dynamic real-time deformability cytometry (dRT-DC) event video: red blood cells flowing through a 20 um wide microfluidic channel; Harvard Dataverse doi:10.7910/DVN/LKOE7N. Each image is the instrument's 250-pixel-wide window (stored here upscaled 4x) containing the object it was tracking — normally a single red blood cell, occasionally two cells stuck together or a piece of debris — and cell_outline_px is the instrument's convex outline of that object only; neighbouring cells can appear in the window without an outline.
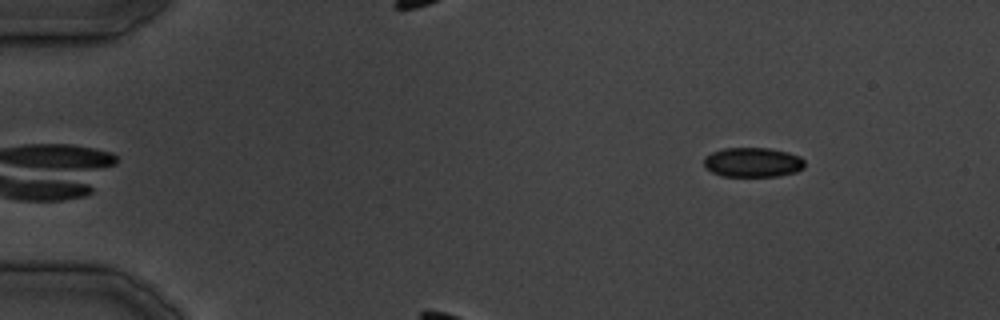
{"species": "common noctule bat (a hibernating species)", "species_latin": "Nyctalus noctula", "temperature_condition": "cold", "stored_images_in_passage": 26, "camera_frame_rate_fps": 3000, "um_per_image_px": 0.085, "animal": {"sex": "male", "body_mass_g": 19.5, "forearm_length_mm": 54.6}, "frame": {"image": 1, "passage_image": 1, "time_ms": 0.0, "image_size_px": [1000, 320], "cell_outline_px": [[804, 168], [796, 172], [780, 176], [720, 176], [712, 172], [704, 164], [704, 156], [712, 152], [724, 148], [768, 148], [788, 152], [800, 156], [804, 160]], "centroid_in_image_um": [64.0, 13.8], "position_along_channel_um": 21.0, "area_um2": 17.46}}
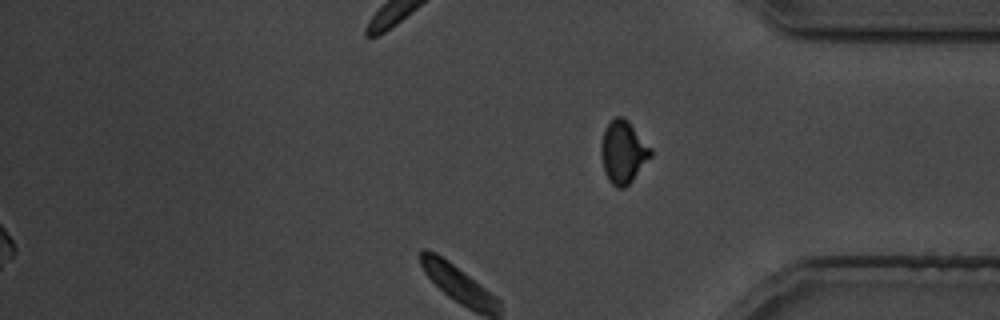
{"frame": {"image": 2, "passage_image": 26, "time_ms": 31.0, "image_size_px": [1000, 320], "cell_outline_px": [[652, 156], [632, 180], [624, 188], [616, 188], [608, 180], [604, 172], [600, 156], [600, 144], [604, 128], [616, 116], [624, 116], [628, 120], [652, 148]], "centroid_in_image_um": [52.95, 12.91], "position_along_channel_um": 382.2, "area_um2": 18.38}}